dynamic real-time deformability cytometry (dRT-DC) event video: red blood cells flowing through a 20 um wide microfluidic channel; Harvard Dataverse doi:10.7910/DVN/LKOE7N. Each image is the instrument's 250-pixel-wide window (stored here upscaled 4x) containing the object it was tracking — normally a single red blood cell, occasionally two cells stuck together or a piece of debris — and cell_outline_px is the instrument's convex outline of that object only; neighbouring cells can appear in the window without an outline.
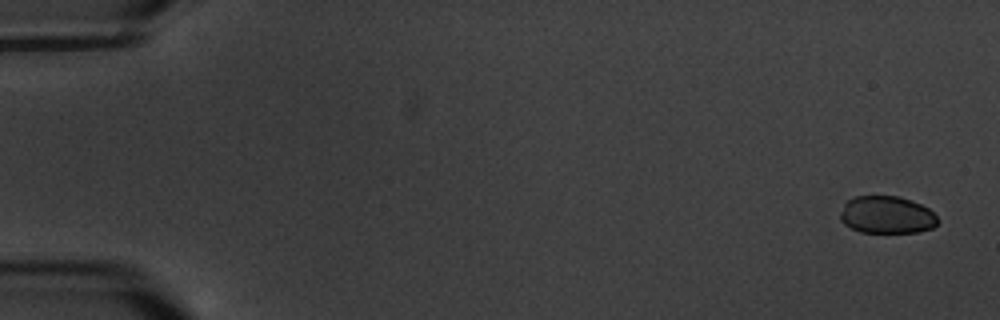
{"species": "common noctule bat (a hibernating species)", "species_latin": "Nyctalus noctula", "temperature_condition": "warm", "stored_images_in_passage": 6, "camera_frame_rate_fps": 3000, "um_per_image_px": 0.085, "animal": {"sex": "male", "body_mass_g": 20.1, "forearm_length_mm": 53.5}, "frame": {"image": 1, "passage_image": 1, "time_ms": 0.0, "image_size_px": [1000, 320], "cell_outline_px": [[940, 220], [932, 228], [920, 232], [860, 232], [844, 224], [840, 220], [840, 212], [844, 204], [848, 200], [856, 196], [900, 196], [920, 204], [928, 208]], "centroid_in_image_um": [75.37, 18.26], "position_along_channel_um": 9.6, "area_um2": 21.27}}
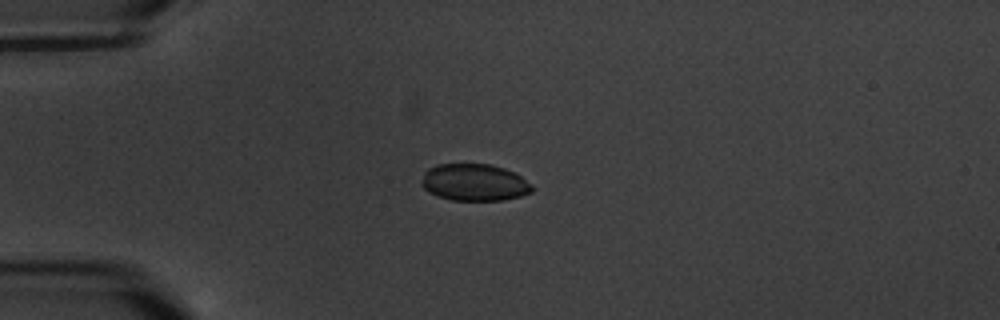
{"frame": {"image": 2, "passage_image": 5, "time_ms": 4.667, "image_size_px": [1000, 320], "cell_outline_px": [[536, 188], [532, 192], [520, 196], [504, 200], [452, 200], [436, 196], [428, 192], [420, 184], [424, 172], [428, 168], [436, 164], [492, 164], [504, 168], [520, 176], [532, 184]], "centroid_in_image_um": [40.31, 15.5], "position_along_channel_um": 44.7, "area_um2": 24.04}}